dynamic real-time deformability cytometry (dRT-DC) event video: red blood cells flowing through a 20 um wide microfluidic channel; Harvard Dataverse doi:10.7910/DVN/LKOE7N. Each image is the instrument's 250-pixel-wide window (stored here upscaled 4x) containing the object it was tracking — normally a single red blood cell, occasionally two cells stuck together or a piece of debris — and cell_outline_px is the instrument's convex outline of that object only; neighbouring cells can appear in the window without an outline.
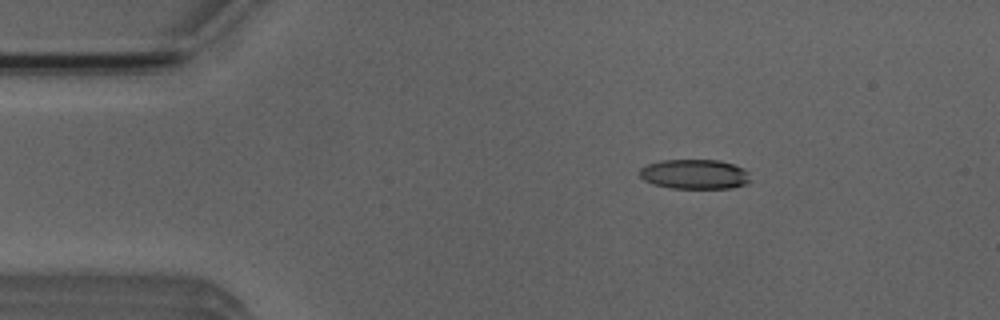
{"species": "Egyptian fruit bat (a non-hibernating species)", "species_latin": "Rousettus aegyptiacus", "temperature_condition": "room temperature", "stored_images_in_passage": 5, "camera_frame_rate_fps": 3000, "um_per_image_px": 0.085, "animal": {"sex": "male"}, "frame": {"image": 1, "passage_image": 3, "time_ms": 2.333, "image_size_px": [1000, 320], "cell_outline_px": [[752, 180], [748, 184], [732, 188], [668, 188], [652, 184], [644, 180], [640, 176], [640, 168], [648, 164], [660, 160], [720, 160], [744, 168], [748, 172]], "centroid_in_image_um": [59.07, 14.81], "position_along_channel_um": 25.9, "area_um2": 19.42}}